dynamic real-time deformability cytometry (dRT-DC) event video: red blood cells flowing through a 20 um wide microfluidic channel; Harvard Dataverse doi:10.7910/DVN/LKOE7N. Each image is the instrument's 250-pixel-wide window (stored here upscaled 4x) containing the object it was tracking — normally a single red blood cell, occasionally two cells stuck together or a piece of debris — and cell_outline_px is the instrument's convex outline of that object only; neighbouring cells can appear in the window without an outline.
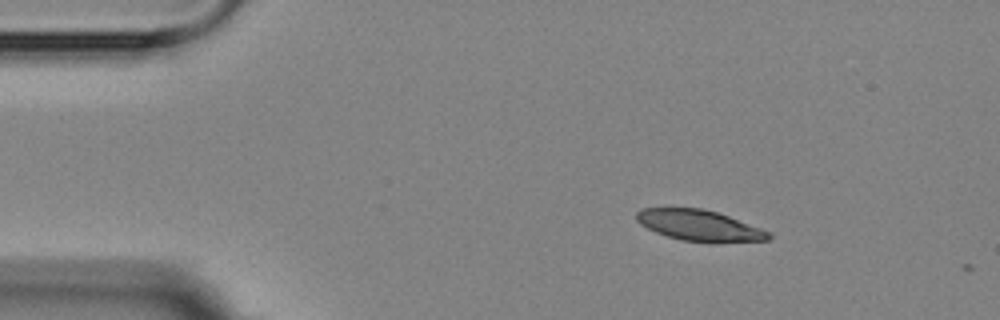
{"species": "Egyptian fruit bat (a non-hibernating species)", "species_latin": "Rousettus aegyptiacus", "temperature_condition": "room temperature", "stored_images_in_passage": 3, "camera_frame_rate_fps": 3000, "um_per_image_px": 0.085, "animal": {"sex": "female"}, "frame": {"image": 1, "passage_image": 1, "time_ms": 0.0, "image_size_px": [1000, 320], "cell_outline_px": [[772, 236], [768, 240], [680, 240], [656, 232], [640, 224], [636, 220], [636, 212], [640, 208], [700, 208], [716, 212], [728, 216], [772, 232]], "centroid_in_image_um": [59.38, 19.12], "position_along_channel_um": 25.6, "area_um2": 22.89}}